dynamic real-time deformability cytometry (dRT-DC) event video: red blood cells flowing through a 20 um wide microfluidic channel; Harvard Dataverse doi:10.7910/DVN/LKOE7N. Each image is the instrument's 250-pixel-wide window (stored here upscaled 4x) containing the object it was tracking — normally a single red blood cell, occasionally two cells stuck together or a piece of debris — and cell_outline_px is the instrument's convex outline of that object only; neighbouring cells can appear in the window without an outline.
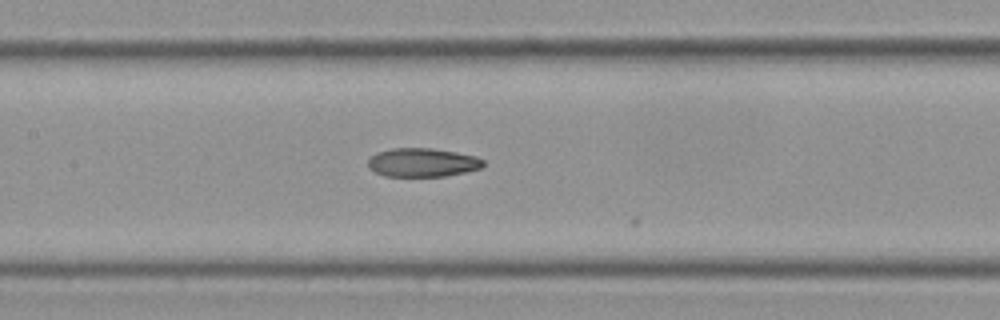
{"species": "Egyptian fruit bat (a non-hibernating species)", "species_latin": "Rousettus aegyptiacus", "temperature_condition": "cold", "stored_images_in_passage": 13, "camera_frame_rate_fps": 3000, "um_per_image_px": 0.085, "frame": {"image": 1, "passage_image": 12, "time_ms": 3.667, "image_size_px": [1000, 320], "cell_outline_px": [[484, 164], [480, 168], [464, 172], [444, 176], [384, 176], [368, 168], [368, 160], [376, 152], [392, 148], [432, 148], [456, 152], [476, 156], [484, 160]], "centroid_in_image_um": [35.89, 13.8], "position_along_channel_um": 171.5, "area_um2": 19.25}}